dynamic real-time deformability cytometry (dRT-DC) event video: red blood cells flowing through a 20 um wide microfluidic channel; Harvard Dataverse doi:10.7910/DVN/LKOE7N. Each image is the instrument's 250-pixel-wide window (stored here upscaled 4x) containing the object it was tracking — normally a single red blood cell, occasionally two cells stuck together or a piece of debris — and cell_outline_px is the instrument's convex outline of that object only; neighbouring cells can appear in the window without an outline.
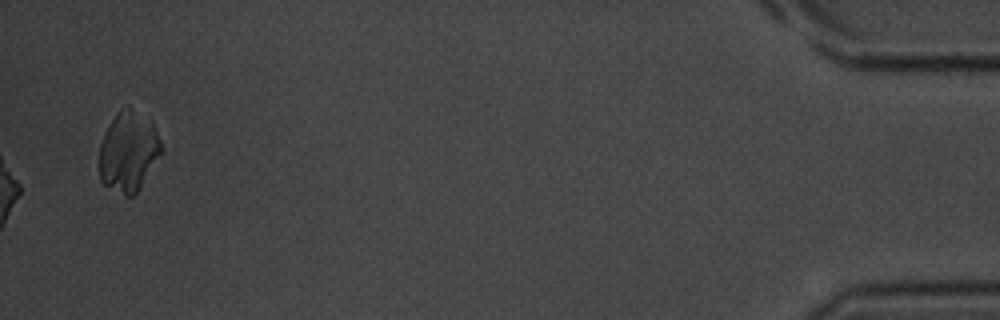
{"species": "common noctule bat (a hibernating species)", "species_latin": "Nyctalus noctula", "temperature_condition": "room temperature", "stored_images_in_passage": 39, "camera_frame_rate_fps": 3000, "um_per_image_px": 0.085, "animal": {"sex": "male", "body_mass_g": 20.1, "forearm_length_mm": 53.5}, "frame": {"image": 1, "passage_image": 39, "time_ms": 12.667, "image_size_px": [1000, 320], "cell_outline_px": [[164, 152], [136, 192], [132, 196], [124, 196], [104, 184], [100, 180], [100, 144], [108, 124], [116, 112], [128, 104], [152, 120], [164, 148]], "centroid_in_image_um": [10.95, 12.83], "position_along_channel_um": 424.2, "area_um2": 29.48}}